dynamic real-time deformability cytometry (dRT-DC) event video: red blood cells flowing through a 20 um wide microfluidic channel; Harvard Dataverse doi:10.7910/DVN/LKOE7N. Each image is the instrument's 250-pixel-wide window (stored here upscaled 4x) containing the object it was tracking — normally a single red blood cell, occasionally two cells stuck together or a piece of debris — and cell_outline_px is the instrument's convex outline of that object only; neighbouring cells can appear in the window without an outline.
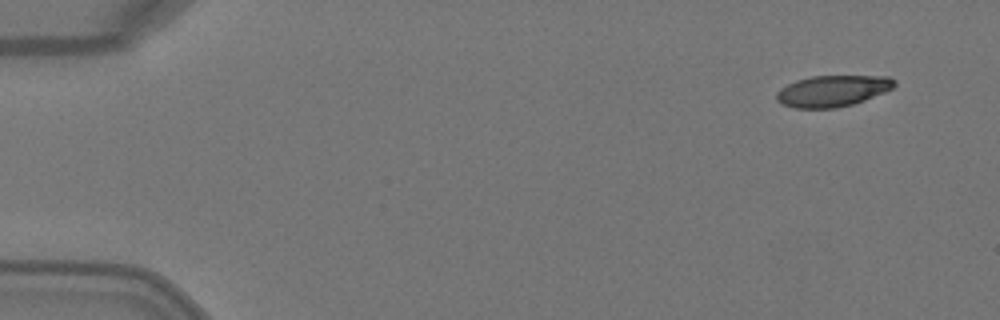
{"species": "Egyptian fruit bat (a non-hibernating species)", "species_latin": "Rousettus aegyptiacus", "temperature_condition": "warm", "stored_images_in_passage": 4, "camera_frame_rate_fps": 3000, "um_per_image_px": 0.085, "animal": {"sex": "female"}, "frame": {"image": 1, "passage_image": 1, "time_ms": 0.0, "image_size_px": [1000, 320], "cell_outline_px": [[896, 84], [892, 88], [884, 92], [864, 100], [852, 104], [836, 108], [792, 108], [780, 104], [776, 100], [776, 92], [780, 88], [796, 80], [812, 76], [888, 76], [896, 80]], "centroid_in_image_um": [70.73, 7.73], "position_along_channel_um": 14.3, "area_um2": 21.56}}
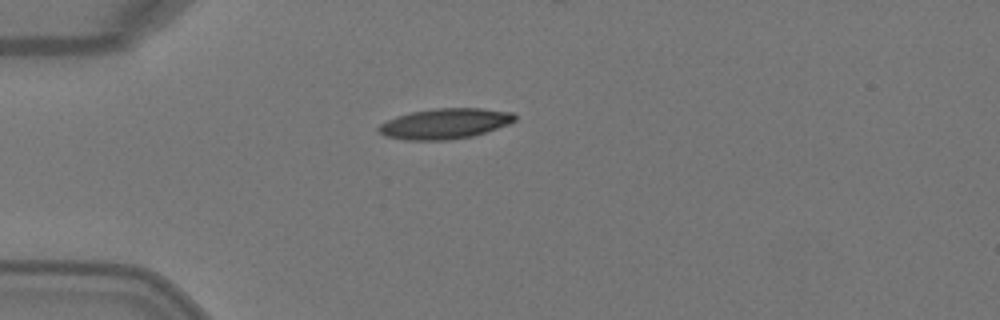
{"frame": {"image": 2, "passage_image": 4, "time_ms": 1.0, "image_size_px": [1000, 320], "cell_outline_px": [[516, 120], [508, 124], [472, 136], [448, 140], [404, 140], [384, 136], [376, 128], [380, 124], [396, 116], [412, 112], [436, 108], [480, 108], [512, 112], [516, 116]], "centroid_in_image_um": [37.79, 10.51], "position_along_channel_um": 47.2, "area_um2": 24.04}}